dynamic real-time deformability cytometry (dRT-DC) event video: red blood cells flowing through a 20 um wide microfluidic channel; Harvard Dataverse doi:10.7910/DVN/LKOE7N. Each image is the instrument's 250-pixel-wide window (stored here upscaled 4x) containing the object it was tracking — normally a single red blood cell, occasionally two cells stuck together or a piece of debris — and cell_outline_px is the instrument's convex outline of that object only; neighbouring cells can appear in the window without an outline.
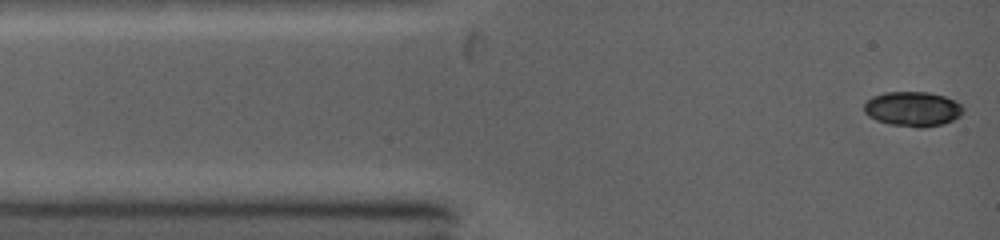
{"species": "common noctule bat (a hibernating species)", "species_latin": "Nyctalus noctula", "temperature_condition": "warm", "stored_images_in_passage": 63, "camera_frame_rate_fps": 5000, "um_per_image_px": 0.085, "animal": {"sex": "female", "body_mass_g": 19.0, "forearm_length_mm": 53.3}, "frame": {"image": 1, "passage_image": 1, "time_ms": 0.0, "image_size_px": [1000, 240], "cell_outline_px": [[964, 112], [960, 116], [944, 124], [920, 128], [916, 128], [888, 124], [876, 120], [868, 116], [864, 112], [864, 104], [872, 96], [884, 92], [928, 92], [944, 96], [960, 104], [964, 108]], "centroid_in_image_um": [77.57, 9.27], "position_along_channel_um": 7.4, "area_um2": 20.23}}
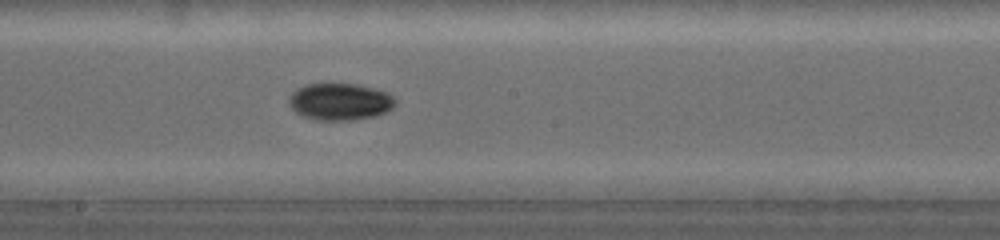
{"frame": {"image": 2, "passage_image": 30, "time_ms": 6.2, "image_size_px": [1000, 240], "cell_outline_px": [[396, 104], [388, 112], [376, 116], [352, 120], [316, 120], [304, 116], [296, 112], [288, 104], [288, 96], [292, 92], [308, 84], [356, 84], [388, 92], [396, 100]], "centroid_in_image_um": [28.92, 8.65], "position_along_channel_um": 219.3, "area_um2": 22.95}}
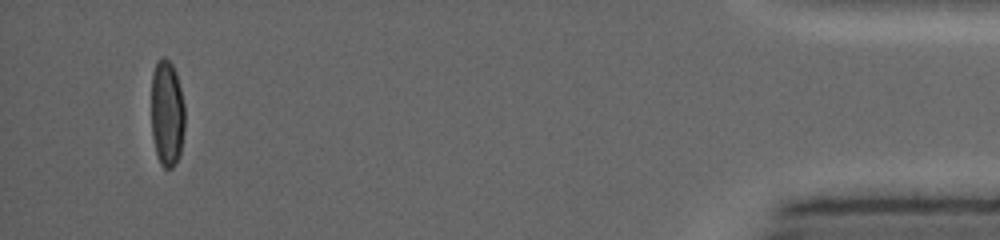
{"frame": {"image": 3, "passage_image": 63, "time_ms": 13.2, "image_size_px": [1000, 240], "cell_outline_px": [[184, 128], [180, 156], [172, 168], [164, 168], [160, 164], [156, 152], [152, 136], [152, 72], [156, 64], [164, 56], [172, 64], [176, 72], [184, 104]], "centroid_in_image_um": [14.2, 9.66], "position_along_channel_um": 421.0, "area_um2": 20.75}, "authors_computed_cell_mechanics": {"area_um2": 21.3282, "velocity_mm_per_s": 4.2929, "shape_relaxation_time_tau1_ms": 7.2488, "shape_relaxation_time_tau2_ms": null, "deformation_change_tau1": 0.2417, "deformation_change_tau2": null}}